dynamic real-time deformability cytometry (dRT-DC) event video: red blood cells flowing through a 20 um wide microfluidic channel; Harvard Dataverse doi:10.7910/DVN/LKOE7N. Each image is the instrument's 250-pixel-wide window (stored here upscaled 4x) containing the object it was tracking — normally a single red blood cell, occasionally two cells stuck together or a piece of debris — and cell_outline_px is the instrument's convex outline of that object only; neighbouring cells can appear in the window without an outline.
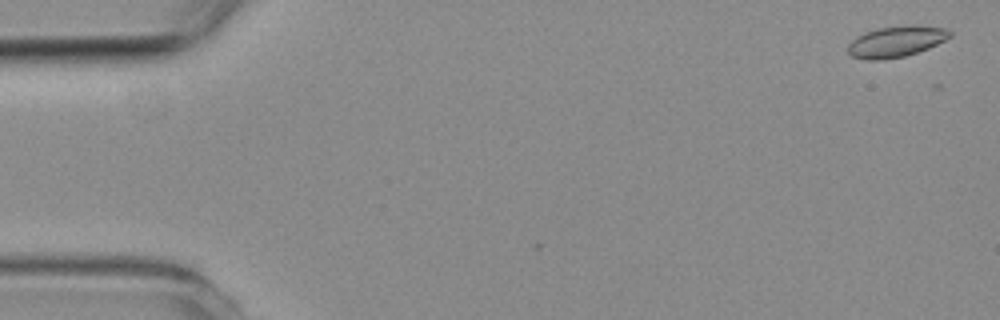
{"species": "common noctule bat (a hibernating species)", "species_latin": "Nyctalus noctula", "temperature_condition": "room temperature", "stored_images_in_passage": 6, "camera_frame_rate_fps": 3000, "um_per_image_px": 0.085, "animal": {"sex": "female", "body_mass_g": 19.3, "forearm_length_mm": 54.1}, "frame": {"image": 1, "passage_image": 2, "time_ms": 0.333, "image_size_px": [1000, 320], "cell_outline_px": [[952, 36], [928, 48], [904, 56], [880, 60], [868, 60], [852, 56], [848, 52], [848, 44], [856, 36], [864, 32], [880, 28], [908, 24], [912, 24], [944, 28], [952, 32]], "centroid_in_image_um": [76.16, 3.52], "position_along_channel_um": 8.8, "area_um2": 18.38}}